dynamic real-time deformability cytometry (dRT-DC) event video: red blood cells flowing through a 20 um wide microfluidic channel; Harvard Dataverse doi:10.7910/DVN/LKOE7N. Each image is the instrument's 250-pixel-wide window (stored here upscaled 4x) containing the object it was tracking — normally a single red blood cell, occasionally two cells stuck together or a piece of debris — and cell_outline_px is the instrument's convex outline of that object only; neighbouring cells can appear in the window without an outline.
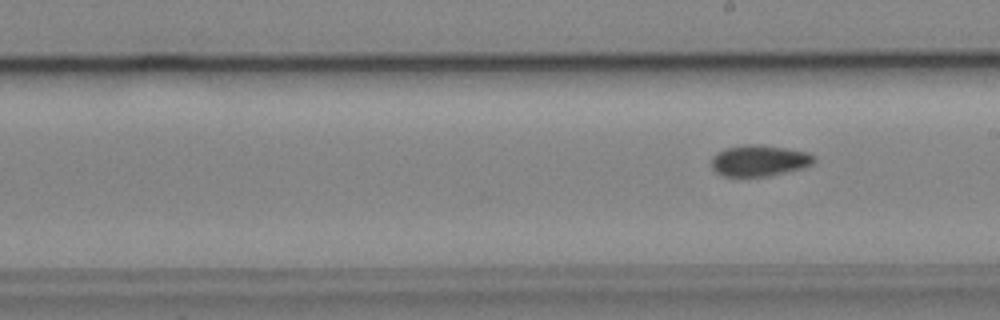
{"species": "common noctule bat (a hibernating species)", "species_latin": "Nyctalus noctula", "temperature_condition": "cold", "stored_images_in_passage": 10, "segment_of_instrument_passage": [2, 2], "camera_frame_rate_fps": 3000, "um_per_image_px": 0.085, "animal": {"sex": "male", "body_mass_g": 19.2, "forearm_length_mm": 51.8}, "frame": {"image": 1, "passage_image": 10, "time_ms": 11.667, "image_size_px": [1000, 320], "cell_outline_px": [[816, 160], [812, 164], [804, 168], [768, 176], [724, 176], [716, 172], [708, 164], [712, 156], [716, 152], [724, 148], [748, 144], [756, 144], [784, 148], [808, 152], [816, 156]], "centroid_in_image_um": [64.51, 13.65], "position_along_channel_um": 224.5, "area_um2": 18.9}}